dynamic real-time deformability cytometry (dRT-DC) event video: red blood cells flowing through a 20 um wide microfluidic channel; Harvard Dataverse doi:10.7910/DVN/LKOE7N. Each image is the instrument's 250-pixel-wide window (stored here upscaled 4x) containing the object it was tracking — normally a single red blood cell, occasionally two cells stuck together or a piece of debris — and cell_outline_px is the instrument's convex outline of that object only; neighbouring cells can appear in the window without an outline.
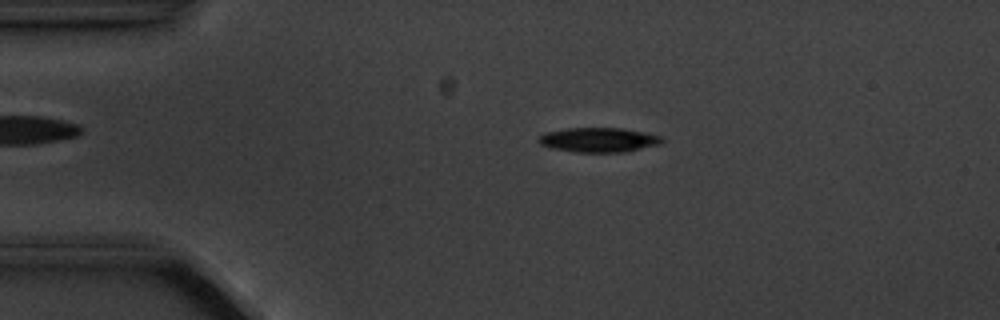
{"species": "common noctule bat (a hibernating species)", "species_latin": "Nyctalus noctula", "temperature_condition": "cold", "stored_images_in_passage": 3, "camera_frame_rate_fps": 3000, "um_per_image_px": 0.085, "animal": {"sex": "male", "body_mass_g": 20.1, "forearm_length_mm": 53.5}, "frame": {"image": 1, "passage_image": 2, "time_ms": 1.333, "image_size_px": [1000, 320], "cell_outline_px": [[664, 140], [660, 144], [624, 152], [572, 152], [548, 148], [540, 144], [536, 140], [544, 132], [568, 128], [620, 128], [644, 132], [664, 136]], "centroid_in_image_um": [50.85, 11.89], "position_along_channel_um": 34.1, "area_um2": 17.86}}